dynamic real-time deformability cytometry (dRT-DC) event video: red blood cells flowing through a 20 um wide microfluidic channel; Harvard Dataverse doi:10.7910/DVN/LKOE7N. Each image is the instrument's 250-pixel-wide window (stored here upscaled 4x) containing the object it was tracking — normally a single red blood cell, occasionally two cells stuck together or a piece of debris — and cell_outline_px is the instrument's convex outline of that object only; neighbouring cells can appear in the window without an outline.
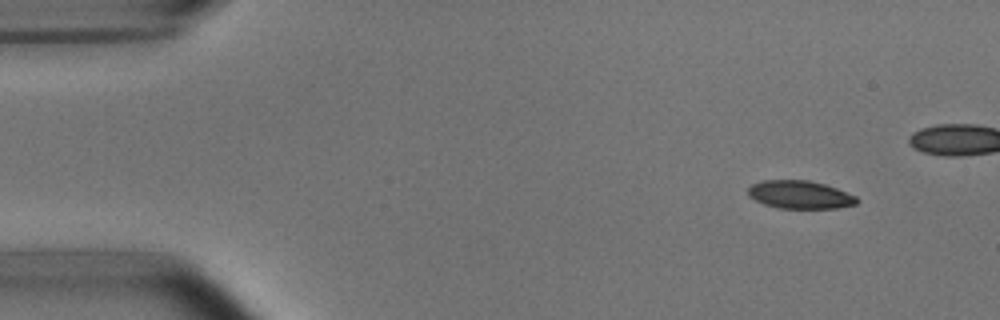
{"species": "common noctule bat (a hibernating species)", "species_latin": "Nyctalus noctula", "temperature_condition": "room temperature", "stored_images_in_passage": 5, "camera_frame_rate_fps": 3000, "um_per_image_px": 0.085, "animal": {"sex": "male", "body_mass_g": 15.6}, "frame": {"image": 1, "passage_image": 1, "time_ms": 0.0, "image_size_px": [1000, 320], "cell_outline_px": [[860, 200], [856, 204], [836, 208], [776, 208], [764, 204], [748, 196], [748, 188], [752, 184], [760, 180], [808, 180], [824, 184], [836, 188], [856, 196]], "centroid_in_image_um": [67.98, 16.54], "position_along_channel_um": 17.0, "area_um2": 17.8}}